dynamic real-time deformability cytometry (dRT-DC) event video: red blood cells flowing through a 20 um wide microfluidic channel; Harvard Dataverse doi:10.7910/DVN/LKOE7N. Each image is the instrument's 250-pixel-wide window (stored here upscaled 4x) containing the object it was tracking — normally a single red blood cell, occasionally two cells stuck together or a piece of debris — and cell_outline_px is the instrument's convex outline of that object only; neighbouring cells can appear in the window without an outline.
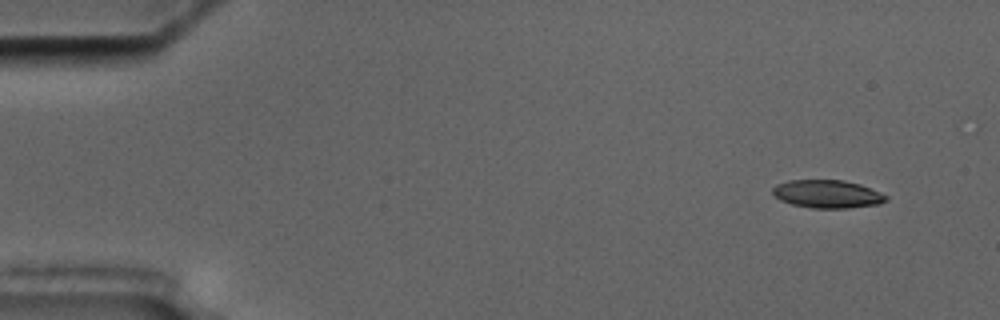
{"species": "common noctule bat (a hibernating species)", "species_latin": "Nyctalus noctula", "temperature_condition": "cold", "stored_images_in_passage": 5, "camera_frame_rate_fps": 3000, "um_per_image_px": 0.085, "animal": {"sex": "male", "body_mass_g": 17.5, "forearm_length_mm": 52.3}, "frame": {"image": 1, "passage_image": 1, "time_ms": 0.0, "image_size_px": [1000, 320], "cell_outline_px": [[888, 200], [880, 204], [848, 208], [812, 208], [792, 204], [780, 200], [772, 192], [772, 188], [776, 184], [788, 180], [844, 180], [860, 184], [888, 196]], "centroid_in_image_um": [70.33, 16.49], "position_along_channel_um": 14.7, "area_um2": 18.55}}
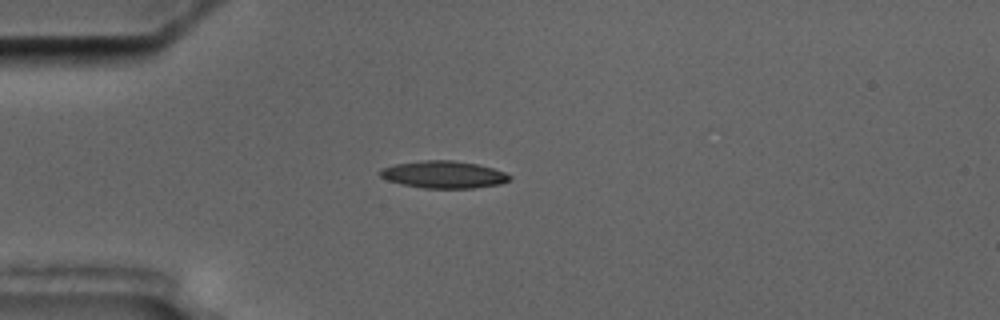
{"frame": {"image": 2, "passage_image": 4, "time_ms": 3.667, "image_size_px": [1000, 320], "cell_outline_px": [[512, 180], [500, 184], [472, 188], [424, 188], [404, 184], [388, 180], [380, 176], [376, 172], [380, 168], [396, 164], [424, 160], [452, 160], [476, 164], [492, 168], [504, 172], [512, 176]], "centroid_in_image_um": [37.71, 14.83], "position_along_channel_um": 47.3, "area_um2": 20.52}}